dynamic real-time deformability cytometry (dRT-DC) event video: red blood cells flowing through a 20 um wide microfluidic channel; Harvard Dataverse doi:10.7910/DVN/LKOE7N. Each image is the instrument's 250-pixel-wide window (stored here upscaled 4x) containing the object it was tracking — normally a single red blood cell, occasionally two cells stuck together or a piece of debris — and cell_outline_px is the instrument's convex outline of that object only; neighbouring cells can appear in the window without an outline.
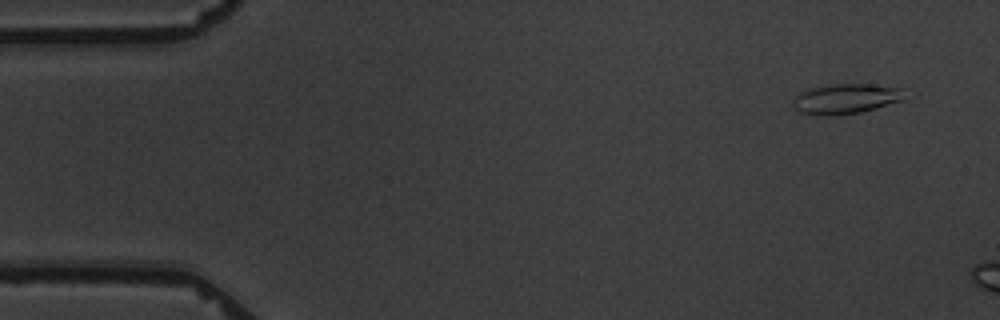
{"species": "common noctule bat (a hibernating species)", "species_latin": "Nyctalus noctula", "temperature_condition": "warm", "stored_images_in_passage": 3, "camera_frame_rate_fps": 3000, "um_per_image_px": 0.085, "animal": {"sex": "male", "body_mass_g": 19.5, "forearm_length_mm": 54.6}, "frame": {"image": 1, "passage_image": 1, "time_ms": 0.0, "image_size_px": [1000, 320], "cell_outline_px": [[916, 96], [908, 100], [860, 112], [832, 116], [820, 116], [800, 112], [792, 108], [792, 100], [800, 92], [808, 88], [828, 84], [872, 84], [908, 88]], "centroid_in_image_um": [72.08, 8.38], "position_along_channel_um": 12.9, "area_um2": 20.81}}